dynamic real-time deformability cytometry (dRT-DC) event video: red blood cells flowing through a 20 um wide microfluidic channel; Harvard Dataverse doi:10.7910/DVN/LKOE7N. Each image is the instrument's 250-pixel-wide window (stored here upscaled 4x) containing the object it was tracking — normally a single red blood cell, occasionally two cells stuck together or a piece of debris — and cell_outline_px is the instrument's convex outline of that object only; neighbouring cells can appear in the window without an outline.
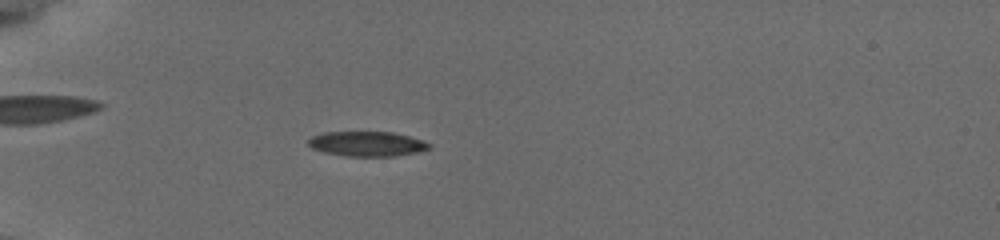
{"species": "common noctule bat (a hibernating species)", "species_latin": "Nyctalus noctula", "temperature_condition": "cold", "stored_images_in_passage": 50, "camera_frame_rate_fps": 3000, "um_per_image_px": 0.085, "animal": {"sex": "female", "body_mass_g": 19.5, "forearm_length_mm": 54.1}, "frame": {"image": 1, "passage_image": 13, "time_ms": 4.0, "image_size_px": [1000, 240], "cell_outline_px": [[428, 148], [416, 152], [392, 156], [348, 156], [324, 152], [312, 148], [308, 144], [308, 140], [312, 136], [324, 132], [392, 132], [408, 136], [420, 140], [428, 144]], "centroid_in_image_um": [31.12, 12.22], "position_along_channel_um": 53.9, "area_um2": 17.11}}
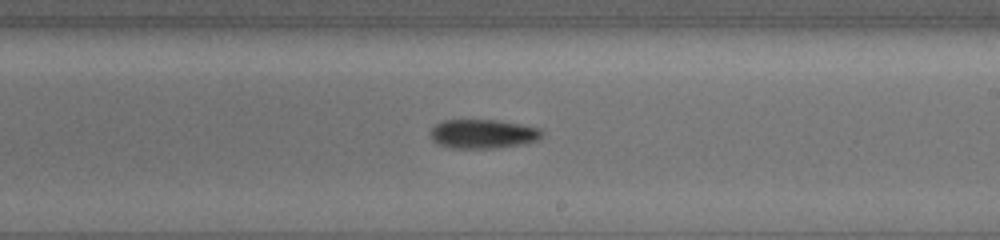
{"frame": {"image": 2, "passage_image": 30, "time_ms": 9.667, "image_size_px": [1000, 240], "cell_outline_px": [[544, 132], [536, 140], [524, 144], [496, 148], [452, 148], [440, 144], [432, 140], [432, 128], [436, 124], [444, 120], [496, 120], [520, 124], [540, 128]], "centroid_in_image_um": [41.07, 11.38], "position_along_channel_um": 247.9, "area_um2": 18.73}}
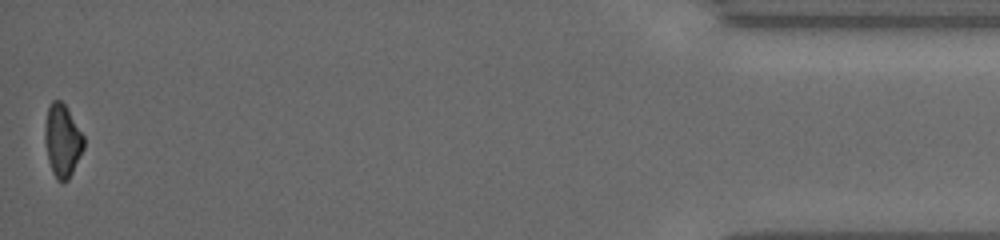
{"frame": {"image": 3, "passage_image": 50, "time_ms": 16.333, "image_size_px": [1000, 240], "cell_outline_px": [[84, 148], [68, 180], [64, 184], [60, 184], [56, 180], [52, 172], [48, 160], [44, 140], [44, 132], [48, 108], [52, 100], [60, 100], [64, 104], [84, 136]], "centroid_in_image_um": [5.29, 12.01], "position_along_channel_um": 429.9, "area_um2": 16.47}, "authors_computed_cell_mechanics": {"area_um2": 17.8602, "velocity_mm_per_s": 3.8414, "shape_relaxation_time_tau1_ms": 2.4969, "shape_relaxation_time_tau2_ms": null, "deformation_change_tau1": 0.0989, "deformation_change_tau2": null}}